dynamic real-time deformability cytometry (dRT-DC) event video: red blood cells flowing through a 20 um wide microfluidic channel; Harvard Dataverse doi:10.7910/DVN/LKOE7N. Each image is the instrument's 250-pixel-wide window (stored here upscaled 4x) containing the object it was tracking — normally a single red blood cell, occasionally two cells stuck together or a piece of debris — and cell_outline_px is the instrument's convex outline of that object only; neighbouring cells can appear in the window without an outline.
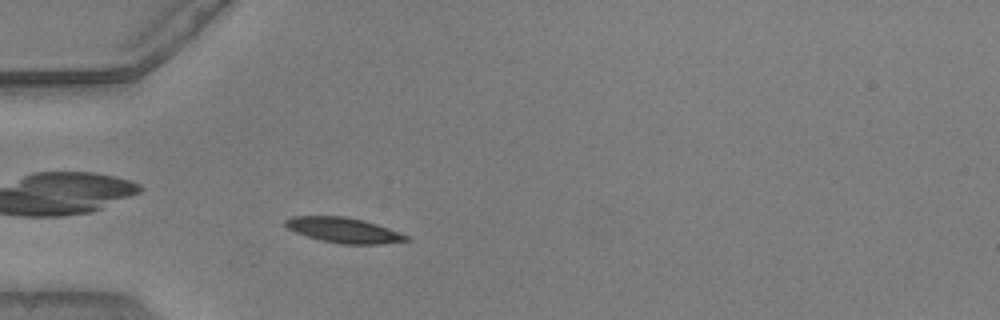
{"species": "common noctule bat (a hibernating species)", "species_latin": "Nyctalus noctula", "temperature_condition": "warm", "stored_images_in_passage": 46, "camera_frame_rate_fps": 3000, "um_per_image_px": 0.085, "animal": {"sex": "male", "body_mass_g": 20.5, "forearm_length_mm": 52.5}, "frame": {"image": 1, "passage_image": 9, "time_ms": 2.667, "image_size_px": [1000, 320], "cell_outline_px": [[412, 240], [380, 244], [340, 244], [320, 240], [296, 232], [288, 228], [284, 224], [284, 220], [292, 216], [344, 216], [364, 220], [388, 228], [408, 236]], "centroid_in_image_um": [29.21, 19.56], "position_along_channel_um": 55.8, "area_um2": 17.69}}
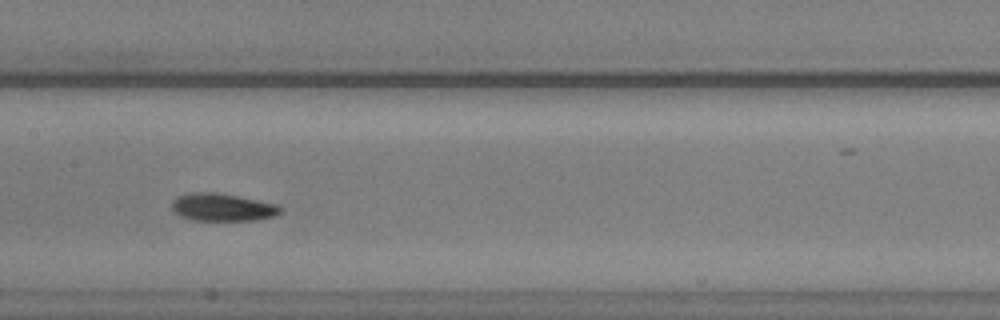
{"frame": {"image": 2, "passage_image": 20, "time_ms": 6.333, "image_size_px": [1000, 320], "cell_outline_px": [[284, 208], [280, 212], [272, 216], [256, 220], [192, 220], [180, 216], [172, 208], [172, 200], [176, 196], [192, 192], [216, 192], [280, 204]], "centroid_in_image_um": [18.91, 17.6], "position_along_channel_um": 188.5, "area_um2": 17.57}}
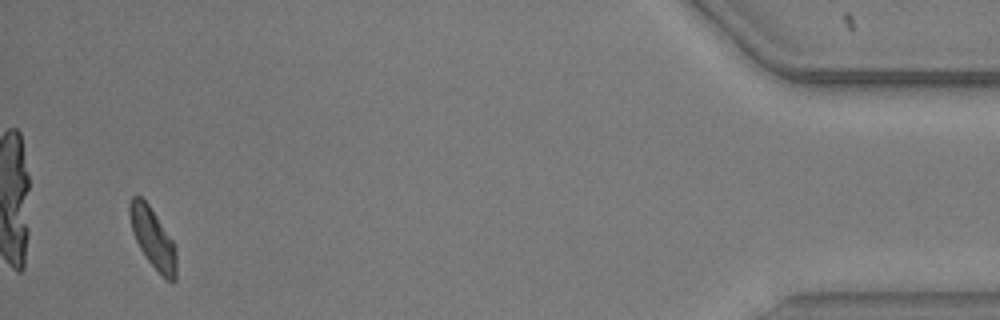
{"frame": {"image": 3, "passage_image": 44, "time_ms": 14.333, "image_size_px": [1000, 320], "cell_outline_px": [[176, 280], [164, 280], [148, 260], [140, 248], [132, 232], [128, 212], [128, 204], [132, 196], [140, 196], [148, 204], [176, 244]], "centroid_in_image_um": [12.99, 20.25], "position_along_channel_um": 422.2, "area_um2": 16.47}, "authors_computed_cell_mechanics": {"area_um2": 16.6464, "velocity_mm_per_s": 3.8453, "shape_relaxation_time_tau1_ms": 2.5074, "shape_relaxation_time_tau2_ms": null, "deformation_change_tau1": 0.0917, "deformation_change_tau2": null}}